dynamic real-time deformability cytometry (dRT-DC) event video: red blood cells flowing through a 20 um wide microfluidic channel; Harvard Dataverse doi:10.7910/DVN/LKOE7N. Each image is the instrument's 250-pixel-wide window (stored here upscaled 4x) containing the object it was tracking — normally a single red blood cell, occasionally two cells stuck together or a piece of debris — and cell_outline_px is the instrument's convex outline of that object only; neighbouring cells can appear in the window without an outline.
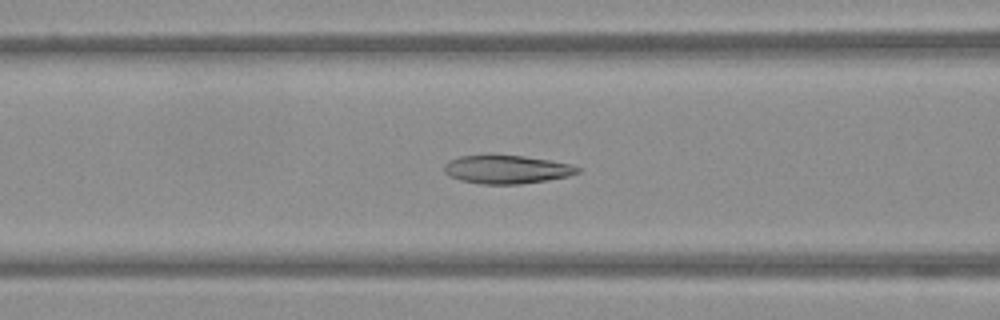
{"species": "Egyptian fruit bat (a non-hibernating species)", "species_latin": "Rousettus aegyptiacus", "temperature_condition": "warm", "stored_images_in_passage": 56, "camera_frame_rate_fps": 3000, "um_per_image_px": 0.085, "frame": {"image": 1, "passage_image": 23, "time_ms": 7.333, "image_size_px": [1000, 320], "cell_outline_px": [[580, 172], [568, 176], [548, 180], [520, 184], [480, 184], [460, 180], [444, 172], [444, 164], [460, 156], [492, 152], [524, 156], [548, 160], [568, 164], [580, 168]], "centroid_in_image_um": [43.03, 14.37], "position_along_channel_um": 123.6, "area_um2": 22.54}}
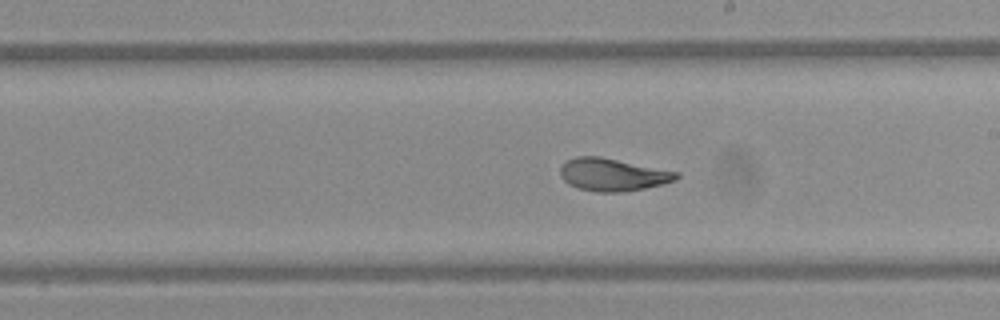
{"frame": {"image": 2, "passage_image": 32, "time_ms": 10.333, "image_size_px": [1000, 320], "cell_outline_px": [[680, 176], [676, 180], [664, 184], [624, 192], [596, 192], [576, 188], [568, 184], [560, 176], [560, 168], [568, 160], [576, 156], [600, 156], [680, 172]], "centroid_in_image_um": [52.1, 14.85], "position_along_channel_um": 236.9, "area_um2": 22.25}}
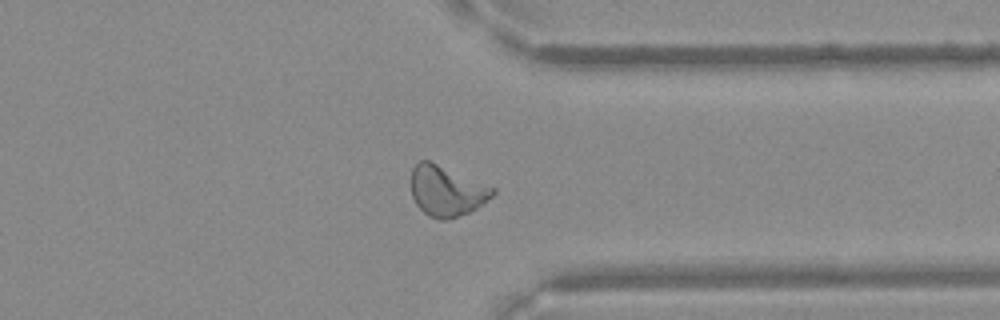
{"frame": {"image": 3, "passage_image": 43, "time_ms": 14.0, "image_size_px": [1000, 320], "cell_outline_px": [[496, 192], [492, 196], [476, 208], [468, 212], [444, 220], [440, 220], [428, 216], [416, 204], [412, 196], [412, 168], [420, 160], [428, 160], [496, 188]], "centroid_in_image_um": [37.95, 16.23], "position_along_channel_um": 373.4, "area_um2": 23.58}}